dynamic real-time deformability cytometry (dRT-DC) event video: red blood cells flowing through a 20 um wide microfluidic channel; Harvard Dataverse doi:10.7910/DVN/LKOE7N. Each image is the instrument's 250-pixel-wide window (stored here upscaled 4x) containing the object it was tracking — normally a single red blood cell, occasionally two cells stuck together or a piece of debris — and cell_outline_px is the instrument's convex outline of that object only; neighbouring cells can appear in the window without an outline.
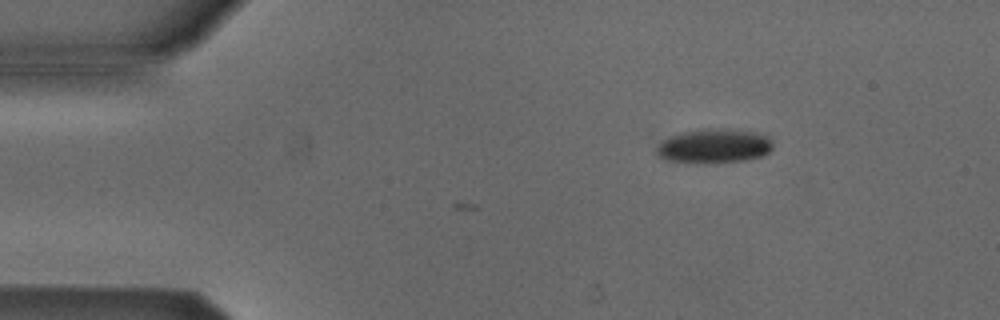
{"species": "Egyptian fruit bat (a non-hibernating species)", "species_latin": "Rousettus aegyptiacus", "temperature_condition": "cold", "stored_images_in_passage": 2, "camera_frame_rate_fps": 3000, "um_per_image_px": 0.085, "animal": {"sex": "male"}, "frame": {"image": 1, "passage_image": 2, "time_ms": 0.333, "image_size_px": [1000, 320], "cell_outline_px": [[772, 148], [764, 156], [744, 160], [704, 164], [696, 164], [664, 160], [656, 152], [656, 148], [664, 140], [672, 136], [684, 132], [708, 128], [720, 128], [756, 132], [768, 136], [772, 140]], "centroid_in_image_um": [60.72, 12.43], "position_along_channel_um": 24.3, "area_um2": 23.41}}